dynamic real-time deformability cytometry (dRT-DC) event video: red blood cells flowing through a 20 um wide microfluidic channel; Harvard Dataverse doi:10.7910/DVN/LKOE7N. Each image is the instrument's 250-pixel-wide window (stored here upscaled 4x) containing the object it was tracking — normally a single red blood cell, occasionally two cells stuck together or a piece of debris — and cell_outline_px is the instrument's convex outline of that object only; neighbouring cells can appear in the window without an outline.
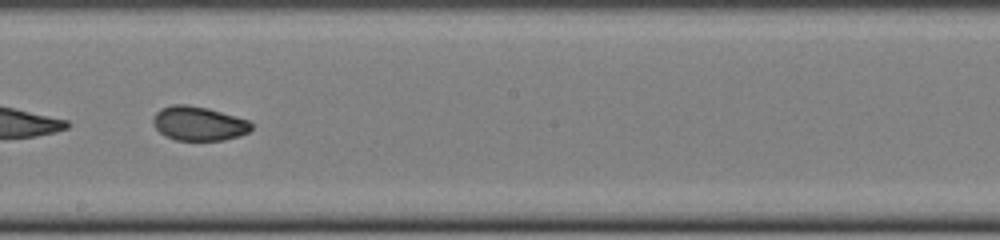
{"species": "common noctule bat (a hibernating species)", "species_latin": "Nyctalus noctula", "temperature_condition": "cold", "stored_images_in_passage": 48, "camera_frame_rate_fps": 3000, "um_per_image_px": 0.085, "animal": {"sex": "female", "body_mass_g": 22.0, "forearm_length_mm": 56.7}, "frame": {"image": 1, "passage_image": 28, "time_ms": 9.0, "image_size_px": [1000, 240], "cell_outline_px": [[252, 128], [248, 132], [240, 136], [224, 140], [176, 140], [164, 136], [156, 128], [152, 120], [152, 116], [160, 108], [172, 104], [188, 104], [208, 108], [248, 120], [252, 124]], "centroid_in_image_um": [16.86, 10.49], "position_along_channel_um": 231.3, "area_um2": 19.71}, "authors_computed_cell_mechanics": {"area_um2": 20.519, "velocity_mm_per_s": 3.9861, "shape_relaxation_time_tau1_ms": 6.4845, "shape_relaxation_time_tau2_ms": 2.091, "deformation_change_tau1": 0.1206, "deformation_change_tau2": 0.0537}}